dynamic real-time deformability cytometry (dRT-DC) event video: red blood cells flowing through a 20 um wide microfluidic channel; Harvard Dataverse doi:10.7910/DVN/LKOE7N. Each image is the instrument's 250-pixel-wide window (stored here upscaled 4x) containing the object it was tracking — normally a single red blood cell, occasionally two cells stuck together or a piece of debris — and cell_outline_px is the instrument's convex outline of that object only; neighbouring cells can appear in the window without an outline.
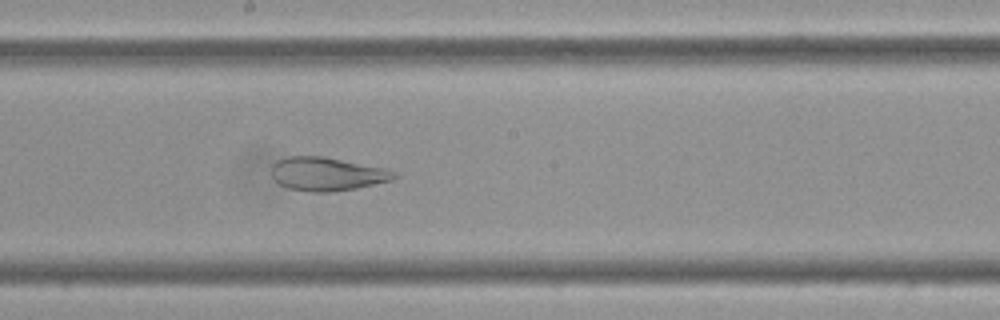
{"species": "Egyptian fruit bat (a non-hibernating species)", "species_latin": "Rousettus aegyptiacus", "temperature_condition": "cold", "stored_images_in_passage": 51, "camera_frame_rate_fps": 3000, "um_per_image_px": 0.085, "frame": {"image": 1, "passage_image": 24, "time_ms": 7.667, "image_size_px": [1000, 320], "cell_outline_px": [[400, 176], [392, 180], [356, 188], [328, 192], [308, 192], [288, 188], [280, 184], [272, 176], [272, 164], [276, 160], [288, 156], [324, 156], [384, 168], [396, 172]], "centroid_in_image_um": [27.79, 14.78], "position_along_channel_um": 220.4, "area_um2": 23.99}}
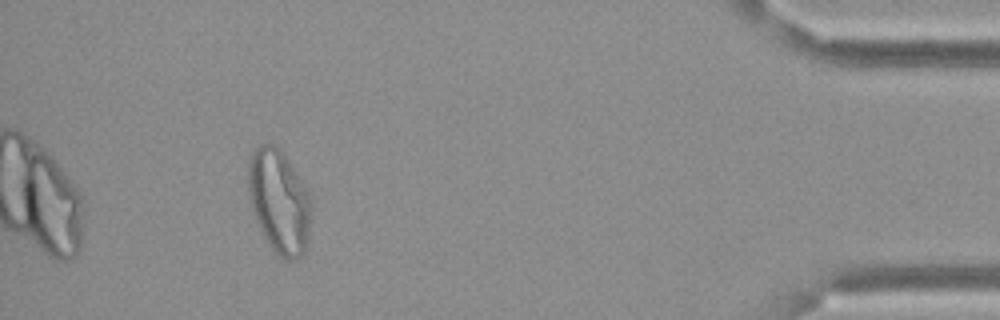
{"frame": {"image": 2, "passage_image": 46, "time_ms": 15.0, "image_size_px": [1000, 320], "cell_outline_px": [[312, 204], [308, 236], [304, 252], [296, 260], [284, 260], [268, 244], [260, 232], [248, 196], [248, 160], [252, 148], [260, 144], [276, 144], [280, 148], [292, 164], [308, 192], [312, 200]], "centroid_in_image_um": [23.71, 17.09], "position_along_channel_um": 411.5, "area_um2": 38.67}}